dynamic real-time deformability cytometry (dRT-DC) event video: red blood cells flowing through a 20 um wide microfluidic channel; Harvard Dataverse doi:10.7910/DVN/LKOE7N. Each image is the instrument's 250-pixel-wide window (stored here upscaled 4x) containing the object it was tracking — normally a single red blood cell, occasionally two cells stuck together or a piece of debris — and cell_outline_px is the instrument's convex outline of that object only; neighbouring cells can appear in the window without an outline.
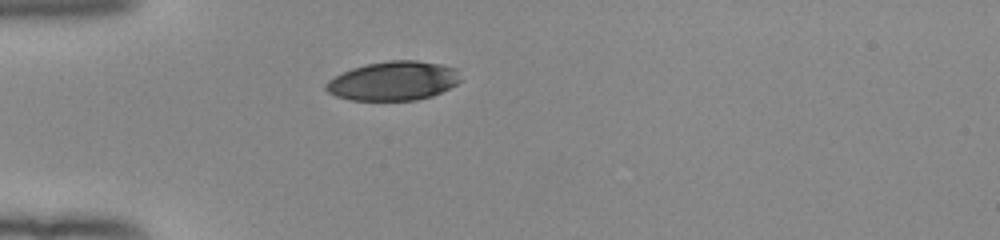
{"species": "human", "species_latin": "Homo sapiens", "temperature_condition": "room temperature", "stored_images_in_passage": 38, "camera_frame_rate_fps": 3000, "um_per_image_px": 0.085, "donor": {"sex": "female"}, "frame": {"image": 1, "passage_image": 1, "time_ms": 0.0, "image_size_px": [1000, 240], "cell_outline_px": [[460, 80], [456, 84], [432, 96], [416, 100], [352, 100], [336, 96], [328, 92], [324, 88], [324, 84], [328, 80], [352, 68], [368, 64], [388, 60], [416, 60], [440, 64], [456, 68]], "centroid_in_image_um": [33.42, 6.88], "position_along_channel_um": 51.6, "area_um2": 30.46}}
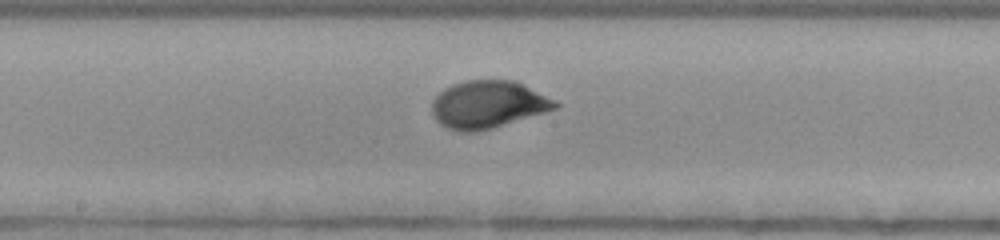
{"frame": {"image": 2, "passage_image": 14, "time_ms": 4.333, "image_size_px": [1000, 240], "cell_outline_px": [[560, 104], [556, 108], [544, 112], [492, 128], [476, 132], [456, 132], [440, 124], [436, 120], [432, 112], [432, 100], [444, 88], [452, 84], [464, 80], [516, 80], [556, 100]], "centroid_in_image_um": [41.46, 8.87], "position_along_channel_um": 206.7, "area_um2": 34.22}}
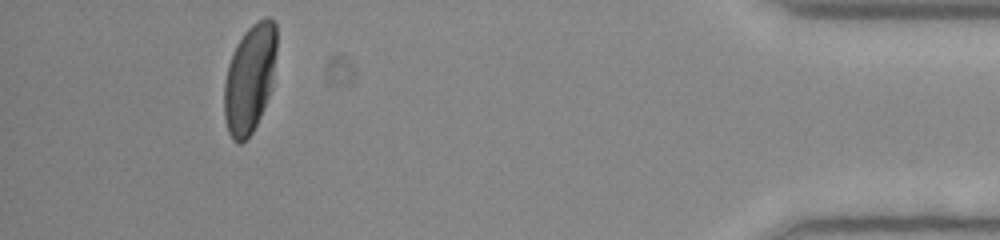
{"frame": {"image": 3, "passage_image": 34, "time_ms": 11.0, "image_size_px": [1000, 240], "cell_outline_px": [[276, 52], [272, 88], [260, 116], [252, 132], [240, 144], [236, 144], [232, 140], [228, 132], [224, 116], [224, 84], [228, 64], [232, 52], [236, 44], [244, 32], [252, 24], [264, 16], [268, 16], [276, 24]], "centroid_in_image_um": [21.22, 6.66], "position_along_channel_um": 414.0, "area_um2": 33.41}, "authors_computed_cell_mechanics": {"area_um2": 33.4373, "velocity_mm_per_s": 3.9442, "shape_relaxation_time_tau1_ms": 3.294, "shape_relaxation_time_tau2_ms": null, "deformation_change_tau1": 0.1827, "deformation_change_tau2": null}}